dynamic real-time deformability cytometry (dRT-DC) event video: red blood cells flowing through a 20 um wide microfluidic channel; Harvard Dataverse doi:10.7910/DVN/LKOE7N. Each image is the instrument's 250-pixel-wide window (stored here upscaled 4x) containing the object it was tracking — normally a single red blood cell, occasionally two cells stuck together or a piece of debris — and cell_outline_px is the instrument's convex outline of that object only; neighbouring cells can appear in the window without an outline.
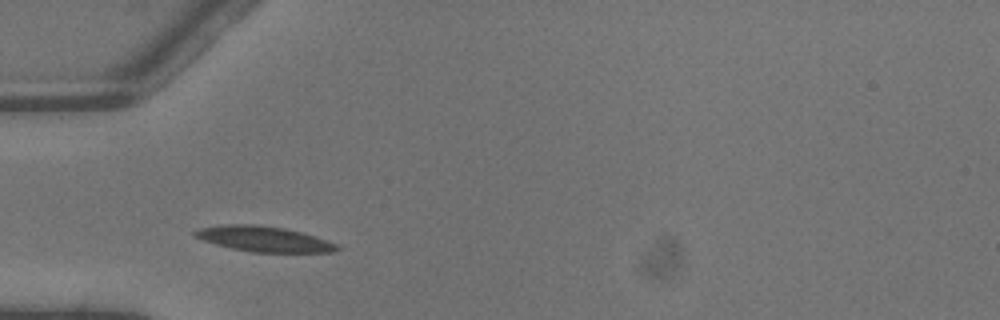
{"species": "common noctule bat (a hibernating species)", "species_latin": "Nyctalus noctula", "temperature_condition": "warm", "stored_images_in_passage": 2, "camera_frame_rate_fps": 3000, "um_per_image_px": 0.085, "animal": {"sex": "male", "body_mass_g": 13.3}, "frame": {"image": 1, "passage_image": 1, "time_ms": 0.0, "image_size_px": [1000, 320], "cell_outline_px": [[340, 248], [332, 252], [252, 252], [232, 248], [216, 244], [192, 236], [192, 232], [200, 228], [232, 224], [252, 224], [284, 228], [300, 232], [328, 240], [336, 244]], "centroid_in_image_um": [22.42, 20.31], "position_along_channel_um": 62.6, "area_um2": 20.69}}
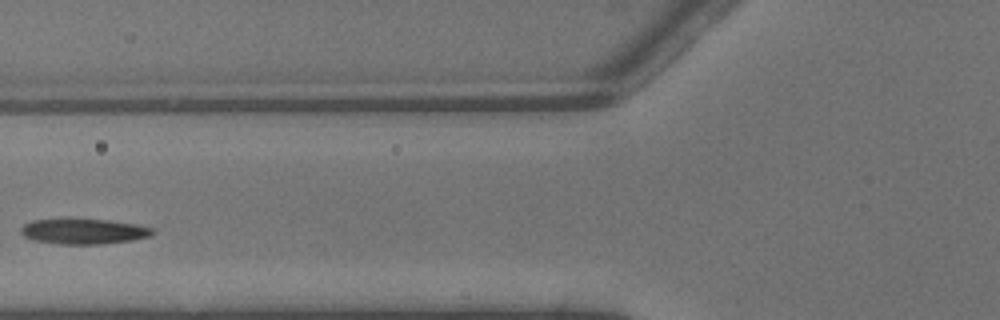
{"frame": {"image": 2, "passage_image": 2, "time_ms": 0.333, "image_size_px": [1000, 320], "cell_outline_px": [[156, 232], [152, 236], [132, 240], [104, 244], [56, 244], [32, 240], [24, 236], [20, 232], [20, 228], [24, 224], [32, 220], [108, 220], [136, 224], [156, 228]], "centroid_in_image_um": [7.16, 19.69], "position_along_channel_um": 118.6, "area_um2": 19.48}}